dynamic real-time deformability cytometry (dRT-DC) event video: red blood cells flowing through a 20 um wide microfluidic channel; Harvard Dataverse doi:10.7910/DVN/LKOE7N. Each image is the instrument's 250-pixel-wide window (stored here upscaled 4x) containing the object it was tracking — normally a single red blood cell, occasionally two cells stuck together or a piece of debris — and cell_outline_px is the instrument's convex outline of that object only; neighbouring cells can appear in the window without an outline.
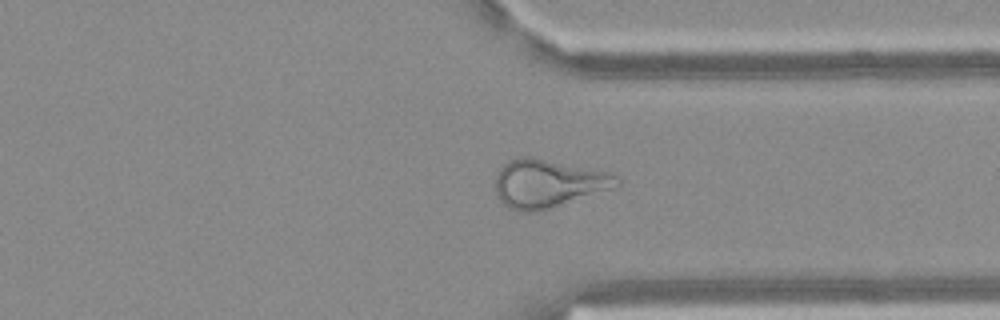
{"species": "Egyptian fruit bat (a non-hibernating species)", "species_latin": "Rousettus aegyptiacus", "temperature_condition": "warm", "stored_images_in_passage": 36, "camera_frame_rate_fps": 3000, "um_per_image_px": 0.085, "frame": {"image": 1, "passage_image": 24, "time_ms": 7.667, "image_size_px": [1000, 320], "cell_outline_px": [[620, 184], [612, 188], [548, 208], [532, 212], [524, 212], [508, 208], [500, 200], [496, 192], [496, 176], [500, 168], [508, 160], [520, 156], [532, 156], [612, 172], [620, 176]], "centroid_in_image_um": [46.59, 15.56], "position_along_channel_um": 364.8, "area_um2": 34.04}}
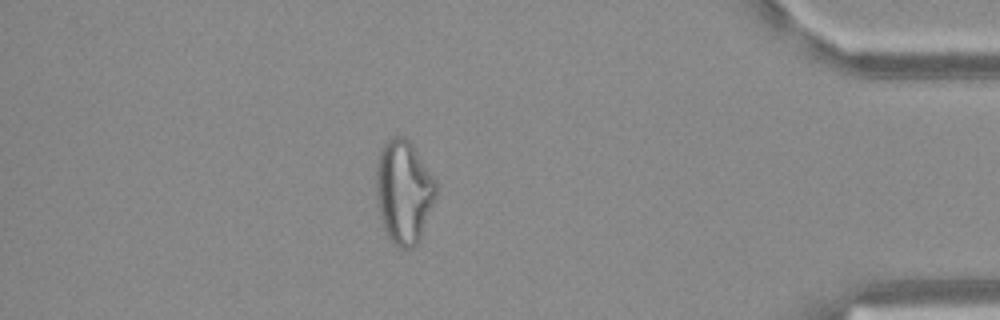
{"frame": {"image": 2, "passage_image": 30, "time_ms": 9.667, "image_size_px": [1000, 320], "cell_outline_px": [[436, 196], [420, 240], [412, 248], [400, 248], [384, 232], [380, 220], [376, 196], [376, 164], [380, 152], [384, 144], [392, 136], [404, 136], [412, 144], [436, 180]], "centroid_in_image_um": [34.31, 16.3], "position_along_channel_um": 400.9, "area_um2": 36.18}}